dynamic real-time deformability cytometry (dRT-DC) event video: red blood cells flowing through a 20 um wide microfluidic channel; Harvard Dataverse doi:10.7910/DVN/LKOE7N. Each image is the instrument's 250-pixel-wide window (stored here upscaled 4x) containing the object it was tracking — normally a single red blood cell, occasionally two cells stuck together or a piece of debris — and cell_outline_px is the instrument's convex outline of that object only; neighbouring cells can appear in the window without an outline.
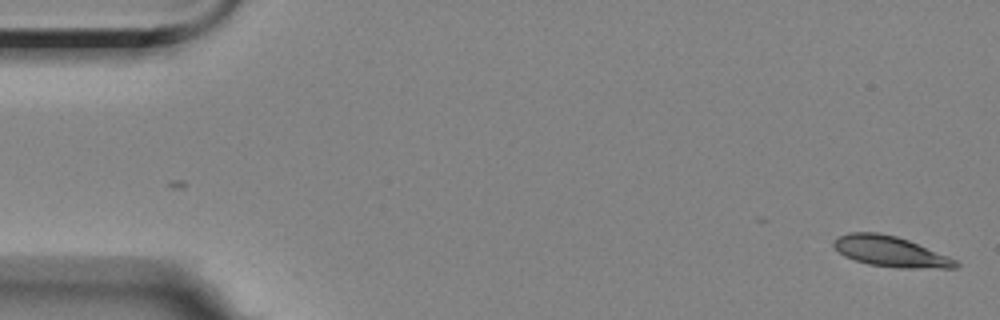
{"species": "Egyptian fruit bat (a non-hibernating species)", "species_latin": "Rousettus aegyptiacus", "temperature_condition": "room temperature", "stored_images_in_passage": 51, "camera_frame_rate_fps": 3000, "um_per_image_px": 0.085, "animal": {"sex": "female"}, "frame": {"image": 1, "passage_image": 1, "time_ms": 0.0, "image_size_px": [1000, 320], "cell_outline_px": [[960, 264], [956, 268], [900, 268], [868, 264], [844, 256], [832, 244], [840, 236], [848, 232], [876, 232], [896, 236], [908, 240], [948, 256], [956, 260]], "centroid_in_image_um": [75.71, 21.38], "position_along_channel_um": 9.3, "area_um2": 21.44}}
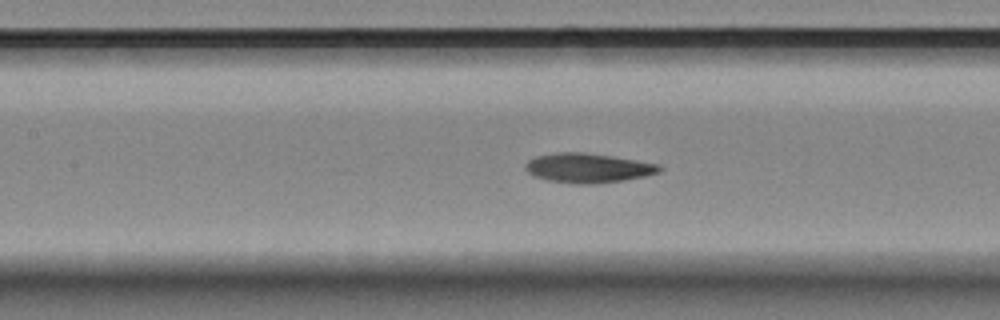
{"frame": {"image": 2, "passage_image": 24, "time_ms": 7.667, "image_size_px": [1000, 320], "cell_outline_px": [[664, 168], [660, 172], [644, 176], [624, 180], [592, 184], [576, 184], [548, 180], [532, 176], [524, 168], [524, 164], [528, 160], [536, 156], [556, 152], [584, 152], [612, 156], [660, 164]], "centroid_in_image_um": [49.96, 14.27], "position_along_channel_um": 157.4, "area_um2": 23.18}}
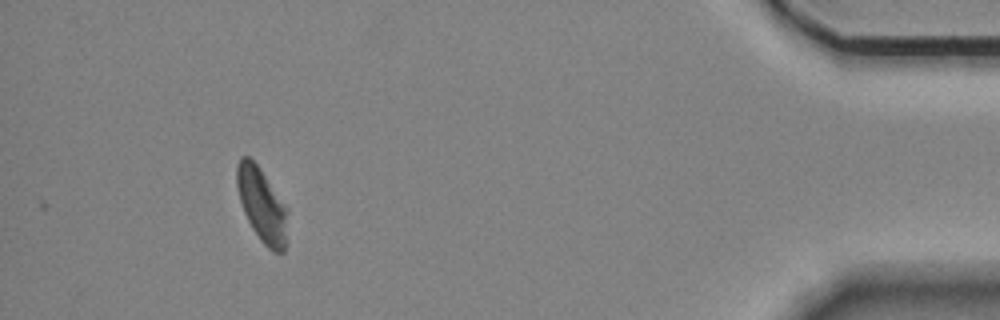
{"frame": {"image": 3, "passage_image": 51, "time_ms": 16.667, "image_size_px": [1000, 320], "cell_outline_px": [[288, 212], [284, 252], [272, 252], [260, 240], [252, 228], [244, 212], [236, 188], [236, 164], [240, 156], [248, 156], [256, 164], [288, 208]], "centroid_in_image_um": [22.24, 17.42], "position_along_channel_um": 413.0, "area_um2": 21.79}, "authors_computed_cell_mechanics": {"area_um2": 22.0218, "velocity_mm_per_s": 3.5252, "shape_relaxation_time_tau1_ms": 6.2674, "shape_relaxation_time_tau2_ms": 6.8581, "deformation_change_tau1": 0.1476, "deformation_change_tau2": 0.1249}}